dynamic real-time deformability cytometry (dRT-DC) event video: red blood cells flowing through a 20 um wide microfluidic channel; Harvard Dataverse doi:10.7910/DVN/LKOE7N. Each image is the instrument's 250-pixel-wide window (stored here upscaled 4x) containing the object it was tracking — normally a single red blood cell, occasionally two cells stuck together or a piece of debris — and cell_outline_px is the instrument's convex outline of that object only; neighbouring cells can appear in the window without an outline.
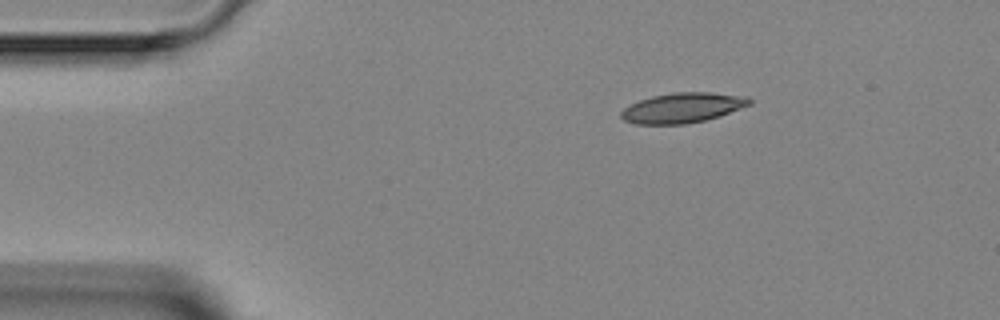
{"species": "Egyptian fruit bat (a non-hibernating species)", "species_latin": "Rousettus aegyptiacus", "temperature_condition": "room temperature", "stored_images_in_passage": 3, "camera_frame_rate_fps": 3000, "um_per_image_px": 0.085, "animal": {"sex": "female"}, "frame": {"image": 1, "passage_image": 1, "time_ms": 0.0, "image_size_px": [1000, 320], "cell_outline_px": [[752, 104], [720, 116], [704, 120], [684, 124], [636, 124], [624, 120], [620, 116], [620, 112], [624, 108], [640, 100], [652, 96], [676, 92], [712, 92], [748, 96], [752, 100]], "centroid_in_image_um": [58.05, 9.15], "position_along_channel_um": 26.9, "area_um2": 22.48}}